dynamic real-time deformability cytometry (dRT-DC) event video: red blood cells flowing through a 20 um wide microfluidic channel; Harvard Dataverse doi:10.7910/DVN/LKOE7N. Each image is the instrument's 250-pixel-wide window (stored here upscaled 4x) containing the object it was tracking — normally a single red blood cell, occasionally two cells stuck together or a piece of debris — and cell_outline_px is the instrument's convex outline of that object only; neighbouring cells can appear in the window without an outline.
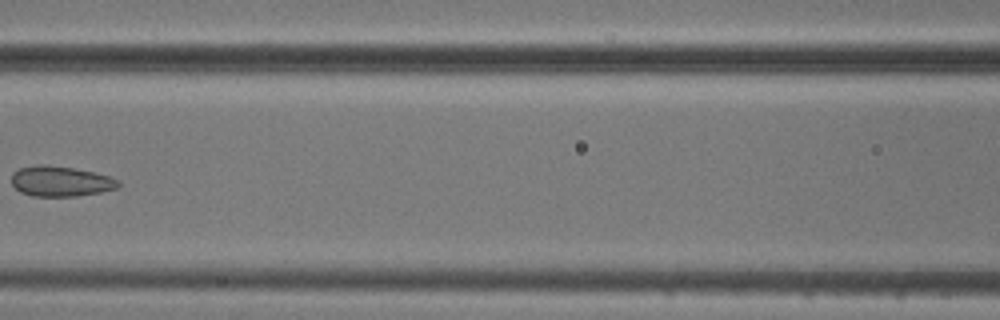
{"species": "common noctule bat (a hibernating species)", "species_latin": "Nyctalus noctula", "temperature_condition": "cold", "stored_images_in_passage": 7, "camera_frame_rate_fps": 3000, "um_per_image_px": 0.085, "animal": {"sex": "male", "body_mass_g": 20.5, "forearm_length_mm": 52.5}, "frame": {"image": 1, "passage_image": 7, "time_ms": 7.0, "image_size_px": [1000, 320], "cell_outline_px": [[120, 184], [116, 188], [100, 192], [76, 196], [32, 196], [20, 192], [12, 184], [12, 172], [20, 168], [40, 164], [48, 164], [72, 168], [92, 172], [108, 176], [120, 180]], "centroid_in_image_um": [5.13, 15.41], "position_along_channel_um": 161.5, "area_um2": 18.79}}